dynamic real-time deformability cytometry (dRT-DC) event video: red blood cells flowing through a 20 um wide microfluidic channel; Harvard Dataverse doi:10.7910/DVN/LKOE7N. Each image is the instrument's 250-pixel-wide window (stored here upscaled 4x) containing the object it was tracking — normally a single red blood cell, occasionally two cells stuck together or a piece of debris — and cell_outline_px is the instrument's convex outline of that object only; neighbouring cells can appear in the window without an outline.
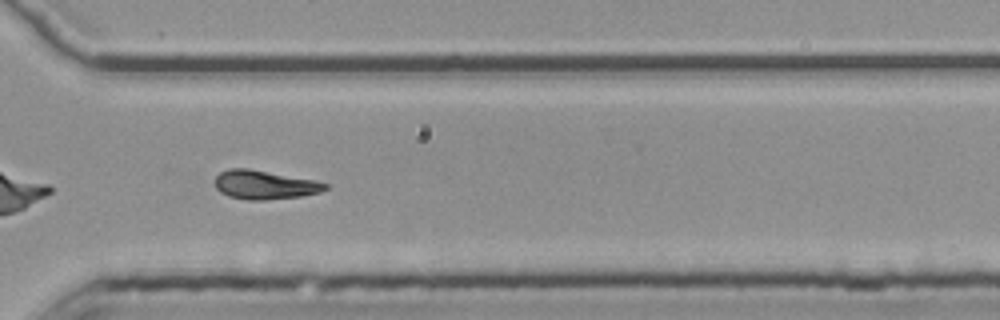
{"species": "common noctule bat (a hibernating species)", "species_latin": "Nyctalus noctula", "temperature_condition": "room temperature", "stored_images_in_passage": 33, "camera_frame_rate_fps": 3000, "um_per_image_px": 0.085, "animal": {"sex": "female", "body_mass_g": 25.1}, "frame": {"image": 1, "passage_image": 24, "time_ms": 7.667, "image_size_px": [1000, 320], "cell_outline_px": [[328, 188], [320, 192], [300, 196], [264, 200], [248, 200], [228, 196], [220, 192], [216, 188], [216, 176], [220, 172], [228, 168], [248, 168], [316, 180], [328, 184]], "centroid_in_image_um": [22.49, 15.7], "position_along_channel_um": 348.1, "area_um2": 18.55}}